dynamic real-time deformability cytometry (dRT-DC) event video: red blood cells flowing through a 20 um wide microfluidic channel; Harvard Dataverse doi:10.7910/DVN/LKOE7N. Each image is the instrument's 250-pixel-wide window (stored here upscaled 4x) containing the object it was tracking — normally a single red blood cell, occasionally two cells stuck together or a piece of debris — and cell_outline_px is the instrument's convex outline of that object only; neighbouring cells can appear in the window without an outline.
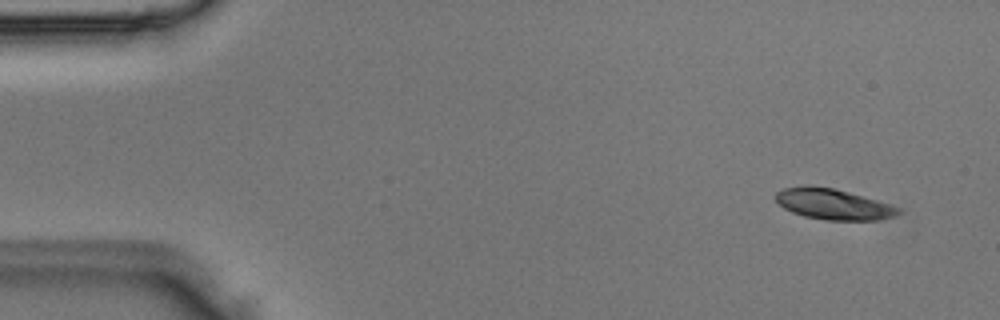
{"species": "Egyptian fruit bat (a non-hibernating species)", "species_latin": "Rousettus aegyptiacus", "temperature_condition": "room temperature", "stored_images_in_passage": 5, "camera_frame_rate_fps": 3000, "um_per_image_px": 0.085, "animal": {"sex": "male"}, "frame": {"image": 1, "passage_image": 1, "time_ms": 0.0, "image_size_px": [1000, 320], "cell_outline_px": [[900, 212], [896, 216], [880, 220], [824, 220], [804, 216], [792, 212], [784, 208], [776, 200], [776, 192], [784, 188], [832, 188], [848, 192], [888, 204], [900, 208]], "centroid_in_image_um": [70.87, 17.4], "position_along_channel_um": 14.1, "area_um2": 21.15}}